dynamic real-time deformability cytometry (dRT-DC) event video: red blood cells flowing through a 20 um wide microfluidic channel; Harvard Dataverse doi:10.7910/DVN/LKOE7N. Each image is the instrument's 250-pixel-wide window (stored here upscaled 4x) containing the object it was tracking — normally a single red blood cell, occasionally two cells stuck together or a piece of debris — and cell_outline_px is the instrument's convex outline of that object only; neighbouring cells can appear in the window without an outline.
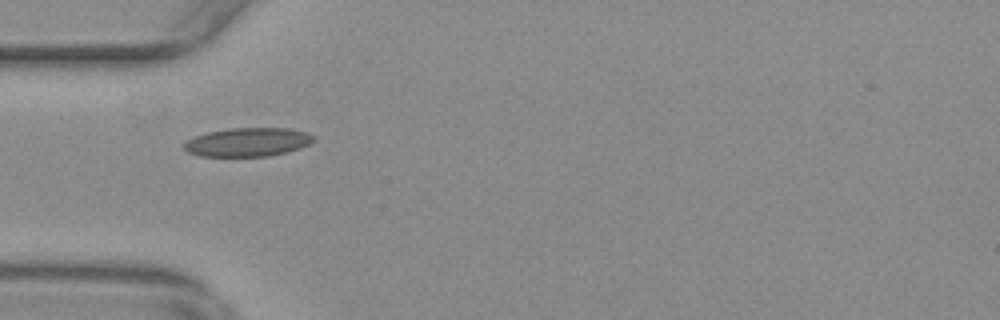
{"species": "common noctule bat (a hibernating species)", "species_latin": "Nyctalus noctula", "temperature_condition": "warm", "stored_images_in_passage": 34, "camera_frame_rate_fps": 3000, "um_per_image_px": 0.085, "animal": {"sex": "female", "body_mass_g": 29.2, "forearm_length_mm": 56.3}, "frame": {"image": 1, "passage_image": 2, "time_ms": 0.333, "image_size_px": [1000, 320], "cell_outline_px": [[316, 140], [300, 148], [268, 156], [200, 156], [188, 152], [184, 148], [184, 144], [188, 140], [196, 136], [208, 132], [232, 128], [288, 128], [304, 132], [316, 136]], "centroid_in_image_um": [21.08, 12.08], "position_along_channel_um": 63.9, "area_um2": 21.44}}
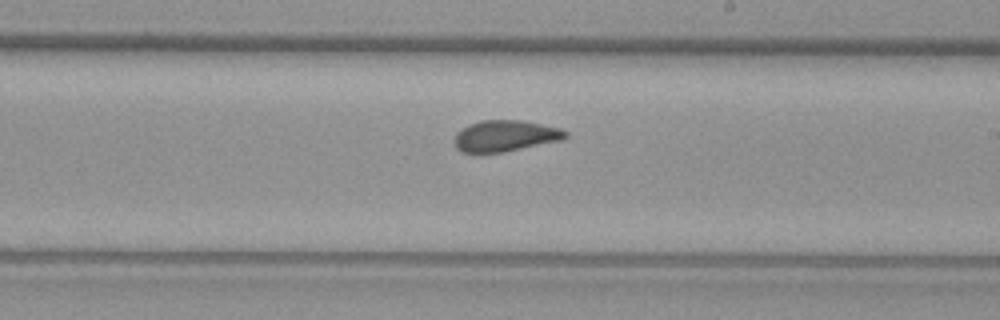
{"frame": {"image": 2, "passage_image": 17, "time_ms": 5.333, "image_size_px": [1000, 320], "cell_outline_px": [[568, 136], [560, 140], [504, 152], [460, 152], [456, 148], [456, 132], [460, 128], [468, 124], [480, 120], [524, 120], [560, 128], [568, 132]], "centroid_in_image_um": [42.94, 11.53], "position_along_channel_um": 246.1, "area_um2": 20.17}}
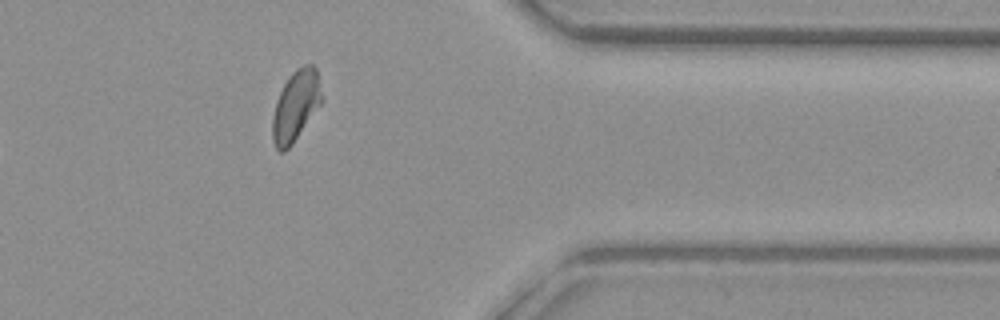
{"frame": {"image": 3, "passage_image": 30, "time_ms": 9.667, "image_size_px": [1000, 320], "cell_outline_px": [[324, 100], [292, 144], [284, 152], [280, 152], [276, 148], [272, 140], [272, 120], [276, 100], [284, 84], [292, 72], [296, 68], [304, 64], [312, 64], [316, 68]], "centroid_in_image_um": [25.15, 8.98], "position_along_channel_um": 386.3, "area_um2": 20.35}, "authors_computed_cell_mechanics": {"area_um2": 20.3745, "velocity_mm_per_s": 3.6528, "shape_relaxation_time_tau1_ms": null, "shape_relaxation_time_tau2_ms": 1.4694, "deformation_change_tau1": null, "deformation_change_tau2": 0.0716}}